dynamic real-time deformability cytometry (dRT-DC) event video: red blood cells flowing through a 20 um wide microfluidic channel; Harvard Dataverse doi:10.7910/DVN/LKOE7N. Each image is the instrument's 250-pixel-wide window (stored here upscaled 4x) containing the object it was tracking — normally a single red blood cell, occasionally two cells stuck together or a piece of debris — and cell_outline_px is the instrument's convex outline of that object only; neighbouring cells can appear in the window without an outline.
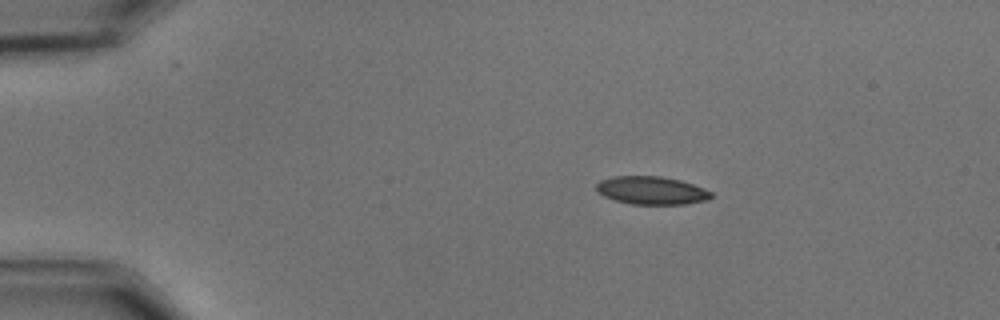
{"species": "common noctule bat (a hibernating species)", "species_latin": "Nyctalus noctula", "temperature_condition": "cold", "stored_images_in_passage": 47, "camera_frame_rate_fps": 3000, "um_per_image_px": 0.085, "animal": {"sex": "male", "body_mass_g": 15.6}, "frame": {"image": 1, "passage_image": 1, "time_ms": 0.0, "image_size_px": [1000, 320], "cell_outline_px": [[712, 196], [708, 200], [684, 204], [632, 204], [616, 200], [604, 196], [596, 188], [596, 184], [600, 180], [612, 176], [660, 176], [680, 180], [704, 188], [712, 192]], "centroid_in_image_um": [55.39, 16.18], "position_along_channel_um": 29.6, "area_um2": 18.67}}
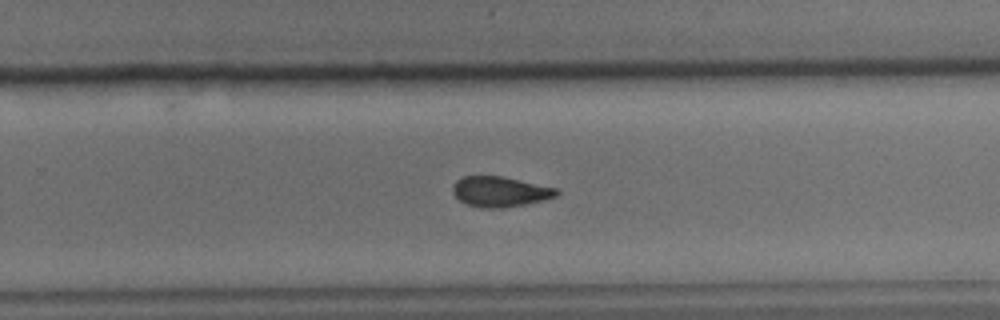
{"frame": {"image": 2, "passage_image": 28, "time_ms": 9.0, "image_size_px": [1000, 320], "cell_outline_px": [[560, 192], [556, 196], [544, 200], [504, 208], [480, 208], [468, 204], [460, 200], [452, 192], [452, 184], [456, 180], [464, 176], [504, 176], [560, 188]], "centroid_in_image_um": [42.54, 16.28], "position_along_channel_um": 287.3, "area_um2": 18.61}}
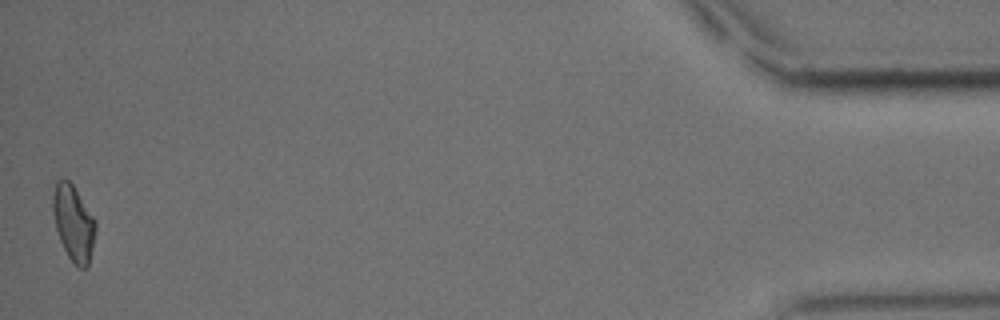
{"frame": {"image": 3, "passage_image": 47, "time_ms": 15.333, "image_size_px": [1000, 320], "cell_outline_px": [[96, 228], [88, 268], [80, 268], [68, 256], [60, 240], [56, 228], [52, 212], [52, 196], [56, 180], [64, 176], [72, 184], [96, 220]], "centroid_in_image_um": [6.23, 18.91], "position_along_channel_um": 429.0, "area_um2": 18.84}, "authors_computed_cell_mechanics": {"area_um2": 19.1318, "velocity_mm_per_s": 3.5592, "shape_relaxation_time_tau1_ms": 7.4811, "shape_relaxation_time_tau2_ms": 4.0382, "deformation_change_tau1": 0.1477, "deformation_change_tau2": 0.0848}}